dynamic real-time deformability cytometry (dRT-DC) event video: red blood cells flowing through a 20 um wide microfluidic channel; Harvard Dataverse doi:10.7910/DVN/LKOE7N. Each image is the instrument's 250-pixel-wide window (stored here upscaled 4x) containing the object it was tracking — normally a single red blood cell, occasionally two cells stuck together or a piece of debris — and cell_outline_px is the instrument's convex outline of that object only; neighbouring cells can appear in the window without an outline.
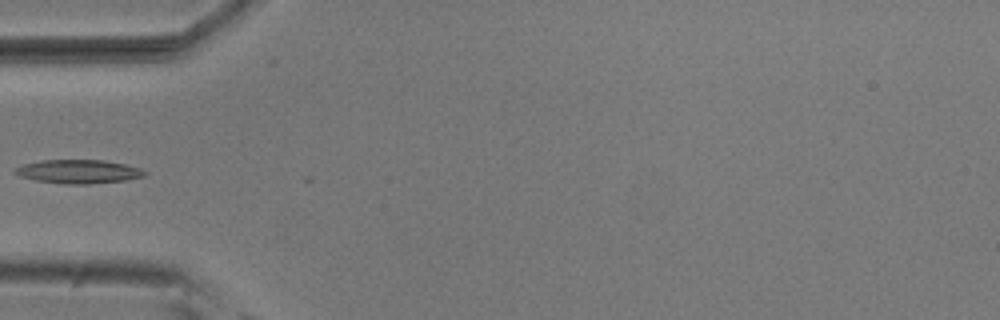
{"species": "common noctule bat (a hibernating species)", "species_latin": "Nyctalus noctula", "temperature_condition": "room temperature", "stored_images_in_passage": 4, "camera_frame_rate_fps": 3000, "um_per_image_px": 0.085, "animal": {"sex": "male", "body_mass_g": 20.5, "forearm_length_mm": 52.5}, "frame": {"image": 1, "passage_image": 3, "time_ms": 0.667, "image_size_px": [1000, 320], "cell_outline_px": [[148, 172], [144, 176], [124, 180], [88, 184], [64, 184], [36, 180], [16, 176], [12, 172], [12, 168], [24, 164], [44, 160], [104, 160], [124, 164], [140, 168]], "centroid_in_image_um": [6.61, 14.58], "position_along_channel_um": 78.4, "area_um2": 17.98}}